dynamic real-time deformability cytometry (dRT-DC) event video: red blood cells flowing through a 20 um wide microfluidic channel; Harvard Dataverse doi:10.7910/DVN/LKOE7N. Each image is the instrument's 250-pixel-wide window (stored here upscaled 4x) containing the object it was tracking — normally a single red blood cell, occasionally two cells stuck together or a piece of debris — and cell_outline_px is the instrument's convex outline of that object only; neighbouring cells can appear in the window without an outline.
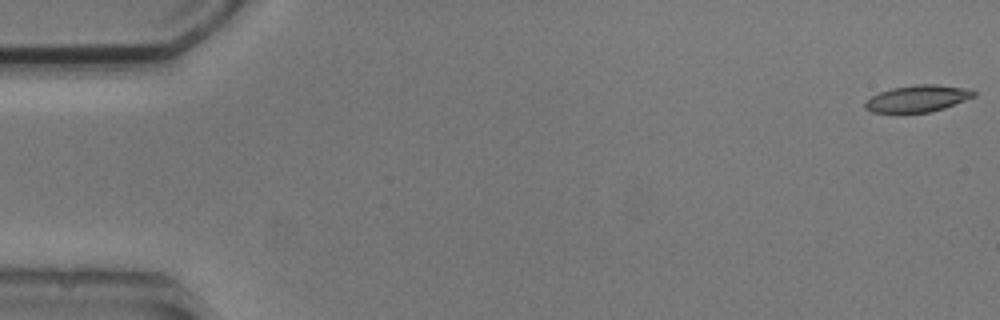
{"species": "common noctule bat (a hibernating species)", "species_latin": "Nyctalus noctula", "temperature_condition": "cold", "stored_images_in_passage": 2, "camera_frame_rate_fps": 3000, "um_per_image_px": 0.085, "animal": {"sex": "male", "body_mass_g": 20.5, "forearm_length_mm": 52.5}, "frame": {"image": 1, "passage_image": 2, "time_ms": 1.333, "image_size_px": [1000, 320], "cell_outline_px": [[976, 96], [944, 108], [932, 112], [872, 112], [864, 108], [864, 104], [872, 96], [880, 92], [892, 88], [916, 84], [936, 84], [972, 88], [976, 92]], "centroid_in_image_um": [78.06, 8.36], "position_along_channel_um": 6.9, "area_um2": 16.99}}